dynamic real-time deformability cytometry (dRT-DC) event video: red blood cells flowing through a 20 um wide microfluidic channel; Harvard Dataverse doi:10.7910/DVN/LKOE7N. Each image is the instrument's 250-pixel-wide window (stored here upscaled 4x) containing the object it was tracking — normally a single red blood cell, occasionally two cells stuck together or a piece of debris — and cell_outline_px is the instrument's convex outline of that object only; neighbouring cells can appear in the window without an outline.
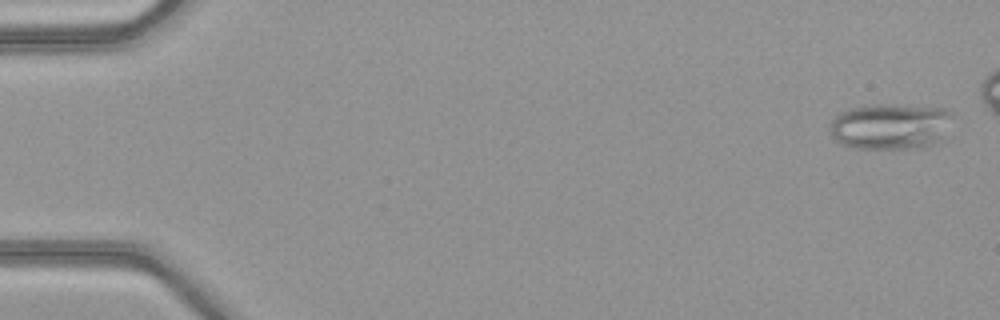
{"species": "common noctule bat (a hibernating species)", "species_latin": "Nyctalus noctula", "temperature_condition": "warm", "stored_images_in_passage": 45, "camera_frame_rate_fps": 3000, "um_per_image_px": 0.085, "animal": {"sex": "female", "body_mass_g": 21.9}, "frame": {"image": 1, "passage_image": 2, "time_ms": 0.333, "image_size_px": [1000, 320], "cell_outline_px": [[952, 116], [948, 140], [940, 144], [928, 148], [852, 148], [840, 144], [832, 136], [828, 124], [832, 116], [848, 108], [864, 104], [888, 104], [944, 108], [952, 112]], "centroid_in_image_um": [75.74, 10.75], "position_along_channel_um": 9.3, "area_um2": 34.39}}
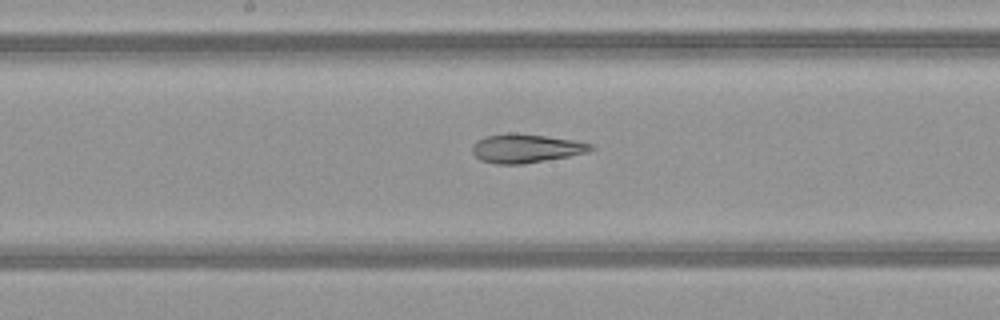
{"frame": {"image": 2, "passage_image": 27, "time_ms": 8.667, "image_size_px": [1000, 320], "cell_outline_px": [[596, 148], [588, 152], [568, 156], [524, 164], [496, 164], [480, 160], [472, 152], [472, 144], [476, 140], [484, 136], [508, 132], [512, 132], [544, 136], [572, 140], [592, 144]], "centroid_in_image_um": [44.66, 12.6], "position_along_channel_um": 203.5, "area_um2": 19.94}}
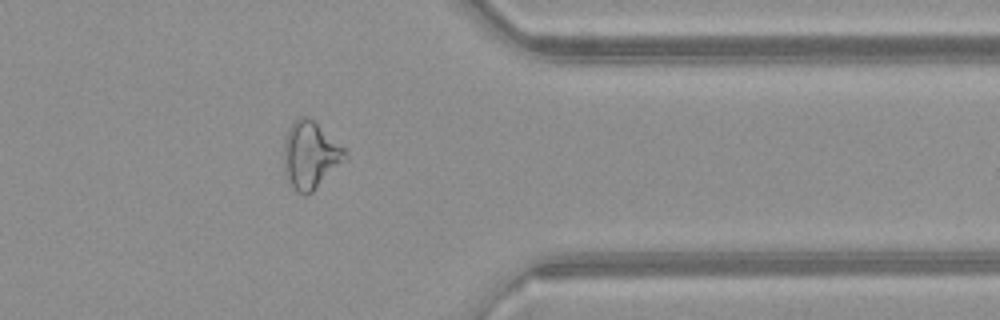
{"frame": {"image": 3, "passage_image": 41, "time_ms": 13.333, "image_size_px": [1000, 320], "cell_outline_px": [[348, 156], [312, 192], [304, 196], [288, 184], [284, 172], [284, 136], [288, 128], [300, 116], [308, 116], [344, 148]], "centroid_in_image_um": [26.33, 13.19], "position_along_channel_um": 385.1, "area_um2": 23.76}}